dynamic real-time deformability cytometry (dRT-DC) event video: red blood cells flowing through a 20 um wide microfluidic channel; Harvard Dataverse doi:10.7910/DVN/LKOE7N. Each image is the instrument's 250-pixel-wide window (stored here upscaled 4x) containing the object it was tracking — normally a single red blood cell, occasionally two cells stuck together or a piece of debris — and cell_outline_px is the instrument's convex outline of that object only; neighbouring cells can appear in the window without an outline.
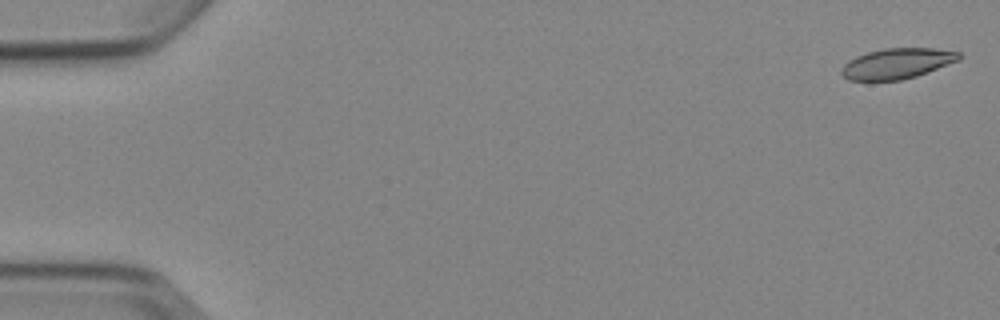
{"species": "Egyptian fruit bat (a non-hibernating species)", "species_latin": "Rousettus aegyptiacus", "temperature_condition": "cold", "stored_images_in_passage": 6, "camera_frame_rate_fps": 3000, "um_per_image_px": 0.085, "animal": {"sex": "female"}, "frame": {"image": 1, "passage_image": 1, "time_ms": 0.0, "image_size_px": [1000, 320], "cell_outline_px": [[960, 60], [928, 72], [916, 76], [900, 80], [848, 80], [840, 72], [840, 68], [848, 60], [856, 56], [868, 52], [884, 48], [936, 48], [960, 52]], "centroid_in_image_um": [76.25, 5.39], "position_along_channel_um": 8.8, "area_um2": 20.92}}
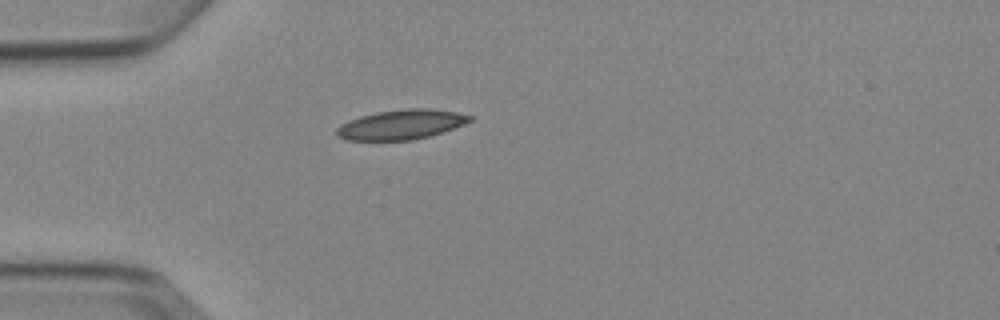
{"frame": {"image": 2, "passage_image": 5, "time_ms": 4.667, "image_size_px": [1000, 320], "cell_outline_px": [[472, 120], [464, 124], [444, 132], [412, 140], [348, 140], [336, 136], [336, 128], [340, 124], [348, 120], [360, 116], [376, 112], [408, 108], [428, 108], [456, 112], [472, 116]], "centroid_in_image_um": [34.08, 10.58], "position_along_channel_um": 50.9, "area_um2": 23.12}}